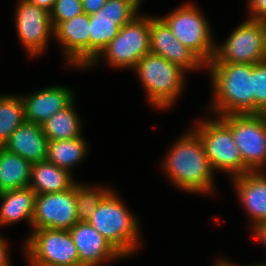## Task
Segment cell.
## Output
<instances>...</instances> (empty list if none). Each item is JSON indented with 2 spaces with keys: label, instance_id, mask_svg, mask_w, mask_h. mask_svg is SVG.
Returning a JSON list of instances; mask_svg holds the SVG:
<instances>
[{
  "label": "cell",
  "instance_id": "6da1fadb",
  "mask_svg": "<svg viewBox=\"0 0 266 266\" xmlns=\"http://www.w3.org/2000/svg\"><path fill=\"white\" fill-rule=\"evenodd\" d=\"M187 132L169 148L161 165L163 172L175 187L187 193H212L215 171L199 135L194 130Z\"/></svg>",
  "mask_w": 266,
  "mask_h": 266
},
{
  "label": "cell",
  "instance_id": "5b68a950",
  "mask_svg": "<svg viewBox=\"0 0 266 266\" xmlns=\"http://www.w3.org/2000/svg\"><path fill=\"white\" fill-rule=\"evenodd\" d=\"M150 26L151 16L137 15L119 29L117 36L85 69L97 65L103 57L114 68L133 70L150 53Z\"/></svg>",
  "mask_w": 266,
  "mask_h": 266
},
{
  "label": "cell",
  "instance_id": "3957f363",
  "mask_svg": "<svg viewBox=\"0 0 266 266\" xmlns=\"http://www.w3.org/2000/svg\"><path fill=\"white\" fill-rule=\"evenodd\" d=\"M125 258L141 244L140 225L135 215L111 189L87 221Z\"/></svg>",
  "mask_w": 266,
  "mask_h": 266
},
{
  "label": "cell",
  "instance_id": "4316f807",
  "mask_svg": "<svg viewBox=\"0 0 266 266\" xmlns=\"http://www.w3.org/2000/svg\"><path fill=\"white\" fill-rule=\"evenodd\" d=\"M254 114H266V61L253 65Z\"/></svg>",
  "mask_w": 266,
  "mask_h": 266
},
{
  "label": "cell",
  "instance_id": "ba28073f",
  "mask_svg": "<svg viewBox=\"0 0 266 266\" xmlns=\"http://www.w3.org/2000/svg\"><path fill=\"white\" fill-rule=\"evenodd\" d=\"M266 61V22L247 19L223 44L217 42L209 63L257 64Z\"/></svg>",
  "mask_w": 266,
  "mask_h": 266
},
{
  "label": "cell",
  "instance_id": "83f0119b",
  "mask_svg": "<svg viewBox=\"0 0 266 266\" xmlns=\"http://www.w3.org/2000/svg\"><path fill=\"white\" fill-rule=\"evenodd\" d=\"M83 6L81 0H56L50 11L53 29L61 22L82 14Z\"/></svg>",
  "mask_w": 266,
  "mask_h": 266
},
{
  "label": "cell",
  "instance_id": "836d02e7",
  "mask_svg": "<svg viewBox=\"0 0 266 266\" xmlns=\"http://www.w3.org/2000/svg\"><path fill=\"white\" fill-rule=\"evenodd\" d=\"M217 262L215 263V266H238V265H235L234 263L232 264V262H230V260H226L225 258L224 259H220V260H216ZM241 266V265H239Z\"/></svg>",
  "mask_w": 266,
  "mask_h": 266
},
{
  "label": "cell",
  "instance_id": "7c38bea8",
  "mask_svg": "<svg viewBox=\"0 0 266 266\" xmlns=\"http://www.w3.org/2000/svg\"><path fill=\"white\" fill-rule=\"evenodd\" d=\"M15 11L18 38L29 56H38L47 49L54 36L50 12L27 0H19Z\"/></svg>",
  "mask_w": 266,
  "mask_h": 266
},
{
  "label": "cell",
  "instance_id": "ffe728a7",
  "mask_svg": "<svg viewBox=\"0 0 266 266\" xmlns=\"http://www.w3.org/2000/svg\"><path fill=\"white\" fill-rule=\"evenodd\" d=\"M36 195L30 187L0 192V226L24 220L32 230Z\"/></svg>",
  "mask_w": 266,
  "mask_h": 266
},
{
  "label": "cell",
  "instance_id": "5bb4252c",
  "mask_svg": "<svg viewBox=\"0 0 266 266\" xmlns=\"http://www.w3.org/2000/svg\"><path fill=\"white\" fill-rule=\"evenodd\" d=\"M53 30L69 66L86 68L90 64V15L83 12Z\"/></svg>",
  "mask_w": 266,
  "mask_h": 266
},
{
  "label": "cell",
  "instance_id": "52a82bcc",
  "mask_svg": "<svg viewBox=\"0 0 266 266\" xmlns=\"http://www.w3.org/2000/svg\"><path fill=\"white\" fill-rule=\"evenodd\" d=\"M174 36L206 65L213 59L216 40L204 14L193 3H184L160 17Z\"/></svg>",
  "mask_w": 266,
  "mask_h": 266
},
{
  "label": "cell",
  "instance_id": "9a60e30c",
  "mask_svg": "<svg viewBox=\"0 0 266 266\" xmlns=\"http://www.w3.org/2000/svg\"><path fill=\"white\" fill-rule=\"evenodd\" d=\"M150 52L162 56L186 72L190 70L194 72L206 67V64L192 50L174 36L160 17L151 16Z\"/></svg>",
  "mask_w": 266,
  "mask_h": 266
},
{
  "label": "cell",
  "instance_id": "277c9868",
  "mask_svg": "<svg viewBox=\"0 0 266 266\" xmlns=\"http://www.w3.org/2000/svg\"><path fill=\"white\" fill-rule=\"evenodd\" d=\"M133 69L146 91L147 101L154 108L166 110L175 105L185 85V70L151 52L142 57Z\"/></svg>",
  "mask_w": 266,
  "mask_h": 266
},
{
  "label": "cell",
  "instance_id": "ac0fdd59",
  "mask_svg": "<svg viewBox=\"0 0 266 266\" xmlns=\"http://www.w3.org/2000/svg\"><path fill=\"white\" fill-rule=\"evenodd\" d=\"M231 180L241 205L251 218V228L266 222V173L248 172Z\"/></svg>",
  "mask_w": 266,
  "mask_h": 266
},
{
  "label": "cell",
  "instance_id": "44dd1931",
  "mask_svg": "<svg viewBox=\"0 0 266 266\" xmlns=\"http://www.w3.org/2000/svg\"><path fill=\"white\" fill-rule=\"evenodd\" d=\"M72 178V172L45 160L32 164L29 187L36 194L63 192L75 184Z\"/></svg>",
  "mask_w": 266,
  "mask_h": 266
},
{
  "label": "cell",
  "instance_id": "cb8c5ba5",
  "mask_svg": "<svg viewBox=\"0 0 266 266\" xmlns=\"http://www.w3.org/2000/svg\"><path fill=\"white\" fill-rule=\"evenodd\" d=\"M88 145L83 135L74 139L48 140L47 161L59 168L70 170L87 156Z\"/></svg>",
  "mask_w": 266,
  "mask_h": 266
},
{
  "label": "cell",
  "instance_id": "9c48e42d",
  "mask_svg": "<svg viewBox=\"0 0 266 266\" xmlns=\"http://www.w3.org/2000/svg\"><path fill=\"white\" fill-rule=\"evenodd\" d=\"M24 245L30 266H79L69 230L32 229Z\"/></svg>",
  "mask_w": 266,
  "mask_h": 266
},
{
  "label": "cell",
  "instance_id": "8fae6325",
  "mask_svg": "<svg viewBox=\"0 0 266 266\" xmlns=\"http://www.w3.org/2000/svg\"><path fill=\"white\" fill-rule=\"evenodd\" d=\"M143 0H107L90 15V63L117 36L119 29L138 14Z\"/></svg>",
  "mask_w": 266,
  "mask_h": 266
},
{
  "label": "cell",
  "instance_id": "f546056e",
  "mask_svg": "<svg viewBox=\"0 0 266 266\" xmlns=\"http://www.w3.org/2000/svg\"><path fill=\"white\" fill-rule=\"evenodd\" d=\"M84 13L91 15L101 9L107 0H81Z\"/></svg>",
  "mask_w": 266,
  "mask_h": 266
},
{
  "label": "cell",
  "instance_id": "e575fe53",
  "mask_svg": "<svg viewBox=\"0 0 266 266\" xmlns=\"http://www.w3.org/2000/svg\"><path fill=\"white\" fill-rule=\"evenodd\" d=\"M266 166V158H265V160H264V163H263V165L256 171V172H259V173H263V174H265V171H264V169L263 168H266L265 167ZM263 169V170H262Z\"/></svg>",
  "mask_w": 266,
  "mask_h": 266
},
{
  "label": "cell",
  "instance_id": "d590c367",
  "mask_svg": "<svg viewBox=\"0 0 266 266\" xmlns=\"http://www.w3.org/2000/svg\"><path fill=\"white\" fill-rule=\"evenodd\" d=\"M248 266H266V263H258V264H254V265H248Z\"/></svg>",
  "mask_w": 266,
  "mask_h": 266
},
{
  "label": "cell",
  "instance_id": "e0dca14e",
  "mask_svg": "<svg viewBox=\"0 0 266 266\" xmlns=\"http://www.w3.org/2000/svg\"><path fill=\"white\" fill-rule=\"evenodd\" d=\"M21 98L25 120L40 126L75 99L72 89L60 85L42 88Z\"/></svg>",
  "mask_w": 266,
  "mask_h": 266
},
{
  "label": "cell",
  "instance_id": "d6986e66",
  "mask_svg": "<svg viewBox=\"0 0 266 266\" xmlns=\"http://www.w3.org/2000/svg\"><path fill=\"white\" fill-rule=\"evenodd\" d=\"M2 147L33 164L47 159L48 139L40 125L25 121Z\"/></svg>",
  "mask_w": 266,
  "mask_h": 266
},
{
  "label": "cell",
  "instance_id": "4fadbf2b",
  "mask_svg": "<svg viewBox=\"0 0 266 266\" xmlns=\"http://www.w3.org/2000/svg\"><path fill=\"white\" fill-rule=\"evenodd\" d=\"M77 222L75 184L63 192L36 195L32 229L70 230Z\"/></svg>",
  "mask_w": 266,
  "mask_h": 266
},
{
  "label": "cell",
  "instance_id": "484cf974",
  "mask_svg": "<svg viewBox=\"0 0 266 266\" xmlns=\"http://www.w3.org/2000/svg\"><path fill=\"white\" fill-rule=\"evenodd\" d=\"M108 187L84 185L75 182V201L78 221H88L103 197L111 190Z\"/></svg>",
  "mask_w": 266,
  "mask_h": 266
},
{
  "label": "cell",
  "instance_id": "7a4b0ae2",
  "mask_svg": "<svg viewBox=\"0 0 266 266\" xmlns=\"http://www.w3.org/2000/svg\"><path fill=\"white\" fill-rule=\"evenodd\" d=\"M206 67L211 75L213 96L208 114L215 113L217 117L254 114L252 64L208 63Z\"/></svg>",
  "mask_w": 266,
  "mask_h": 266
},
{
  "label": "cell",
  "instance_id": "7402d4cb",
  "mask_svg": "<svg viewBox=\"0 0 266 266\" xmlns=\"http://www.w3.org/2000/svg\"><path fill=\"white\" fill-rule=\"evenodd\" d=\"M32 164L0 146V192L29 187Z\"/></svg>",
  "mask_w": 266,
  "mask_h": 266
},
{
  "label": "cell",
  "instance_id": "4dcf8cb0",
  "mask_svg": "<svg viewBox=\"0 0 266 266\" xmlns=\"http://www.w3.org/2000/svg\"><path fill=\"white\" fill-rule=\"evenodd\" d=\"M8 242L5 240V237L0 235V266H11L10 264V255L8 254Z\"/></svg>",
  "mask_w": 266,
  "mask_h": 266
},
{
  "label": "cell",
  "instance_id": "d4e9b609",
  "mask_svg": "<svg viewBox=\"0 0 266 266\" xmlns=\"http://www.w3.org/2000/svg\"><path fill=\"white\" fill-rule=\"evenodd\" d=\"M24 105L20 95H0V146L25 122Z\"/></svg>",
  "mask_w": 266,
  "mask_h": 266
},
{
  "label": "cell",
  "instance_id": "30bf717a",
  "mask_svg": "<svg viewBox=\"0 0 266 266\" xmlns=\"http://www.w3.org/2000/svg\"><path fill=\"white\" fill-rule=\"evenodd\" d=\"M219 118L231 129L244 165L256 172L266 158V114H234Z\"/></svg>",
  "mask_w": 266,
  "mask_h": 266
},
{
  "label": "cell",
  "instance_id": "2e32d148",
  "mask_svg": "<svg viewBox=\"0 0 266 266\" xmlns=\"http://www.w3.org/2000/svg\"><path fill=\"white\" fill-rule=\"evenodd\" d=\"M79 256V266H100L124 257L87 221L69 230Z\"/></svg>",
  "mask_w": 266,
  "mask_h": 266
},
{
  "label": "cell",
  "instance_id": "603a6c76",
  "mask_svg": "<svg viewBox=\"0 0 266 266\" xmlns=\"http://www.w3.org/2000/svg\"><path fill=\"white\" fill-rule=\"evenodd\" d=\"M74 103L73 100L41 125L48 140L74 139L82 136V121L75 111Z\"/></svg>",
  "mask_w": 266,
  "mask_h": 266
},
{
  "label": "cell",
  "instance_id": "8992f818",
  "mask_svg": "<svg viewBox=\"0 0 266 266\" xmlns=\"http://www.w3.org/2000/svg\"><path fill=\"white\" fill-rule=\"evenodd\" d=\"M214 118L196 123L193 129L203 143L213 170L227 172L231 178L251 172L243 163L231 129L219 117Z\"/></svg>",
  "mask_w": 266,
  "mask_h": 266
},
{
  "label": "cell",
  "instance_id": "1f68e13d",
  "mask_svg": "<svg viewBox=\"0 0 266 266\" xmlns=\"http://www.w3.org/2000/svg\"><path fill=\"white\" fill-rule=\"evenodd\" d=\"M252 231L254 238L256 237L266 248V222L255 225Z\"/></svg>",
  "mask_w": 266,
  "mask_h": 266
},
{
  "label": "cell",
  "instance_id": "d6a6232c",
  "mask_svg": "<svg viewBox=\"0 0 266 266\" xmlns=\"http://www.w3.org/2000/svg\"><path fill=\"white\" fill-rule=\"evenodd\" d=\"M27 1L50 12L56 0H27Z\"/></svg>",
  "mask_w": 266,
  "mask_h": 266
},
{
  "label": "cell",
  "instance_id": "f1b7e54d",
  "mask_svg": "<svg viewBox=\"0 0 266 266\" xmlns=\"http://www.w3.org/2000/svg\"><path fill=\"white\" fill-rule=\"evenodd\" d=\"M249 17L247 19L266 22V0H247Z\"/></svg>",
  "mask_w": 266,
  "mask_h": 266
}]
</instances>
